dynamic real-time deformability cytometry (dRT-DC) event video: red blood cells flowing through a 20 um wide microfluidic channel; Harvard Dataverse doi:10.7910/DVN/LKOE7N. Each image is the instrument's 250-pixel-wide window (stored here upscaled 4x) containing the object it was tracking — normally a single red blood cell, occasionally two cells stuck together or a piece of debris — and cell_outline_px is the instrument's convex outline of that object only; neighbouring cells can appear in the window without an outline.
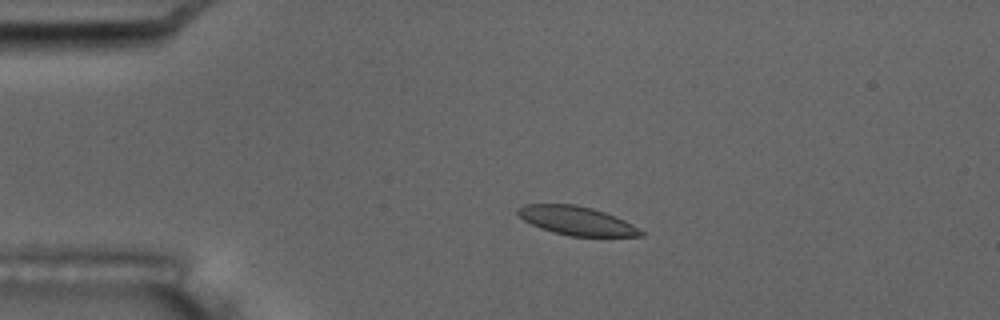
{"species": "common noctule bat (a hibernating species)", "species_latin": "Nyctalus noctula", "temperature_condition": "room temperature", "stored_images_in_passage": 3, "camera_frame_rate_fps": 3000, "um_per_image_px": 0.085, "animal": {"sex": "male", "body_mass_g": 17.5, "forearm_length_mm": 52.3}, "frame": {"image": 1, "passage_image": 3, "time_ms": 3.333, "image_size_px": [1000, 320], "cell_outline_px": [[644, 236], [568, 236], [552, 232], [540, 228], [524, 220], [516, 212], [516, 208], [524, 204], [576, 204], [592, 208], [616, 216], [632, 224], [644, 232]], "centroid_in_image_um": [49.0, 18.76], "position_along_channel_um": 36.0, "area_um2": 20.63}}